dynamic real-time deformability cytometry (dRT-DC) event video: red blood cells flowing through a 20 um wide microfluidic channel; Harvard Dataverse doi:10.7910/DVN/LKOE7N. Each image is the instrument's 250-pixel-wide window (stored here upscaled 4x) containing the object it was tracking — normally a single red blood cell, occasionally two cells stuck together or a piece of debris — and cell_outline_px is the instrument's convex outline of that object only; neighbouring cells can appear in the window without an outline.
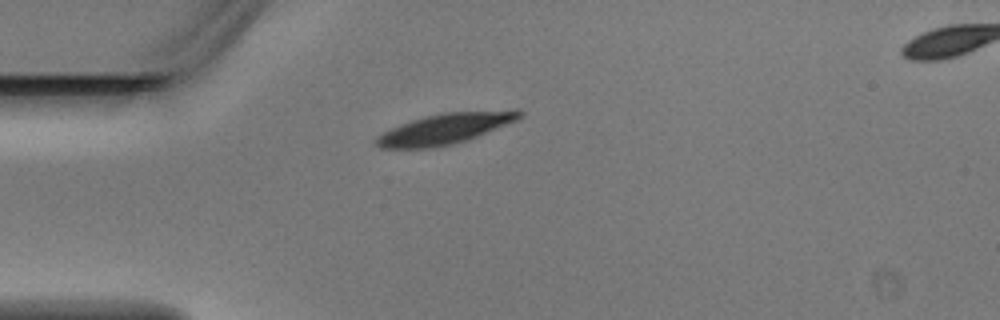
{"species": "Egyptian fruit bat (a non-hibernating species)", "species_latin": "Rousettus aegyptiacus", "temperature_condition": "warm", "stored_images_in_passage": 2, "camera_frame_rate_fps": 3000, "um_per_image_px": 0.085, "animal": {"sex": "male"}, "frame": {"image": 1, "passage_image": 1, "time_ms": 0.0, "image_size_px": [1000, 320], "cell_outline_px": [[524, 116], [516, 120], [468, 140], [452, 144], [428, 148], [380, 148], [372, 140], [380, 132], [400, 124], [424, 116], [444, 112], [516, 108], [520, 108], [524, 112]], "centroid_in_image_um": [37.87, 10.91], "position_along_channel_um": 47.1, "area_um2": 26.13}}